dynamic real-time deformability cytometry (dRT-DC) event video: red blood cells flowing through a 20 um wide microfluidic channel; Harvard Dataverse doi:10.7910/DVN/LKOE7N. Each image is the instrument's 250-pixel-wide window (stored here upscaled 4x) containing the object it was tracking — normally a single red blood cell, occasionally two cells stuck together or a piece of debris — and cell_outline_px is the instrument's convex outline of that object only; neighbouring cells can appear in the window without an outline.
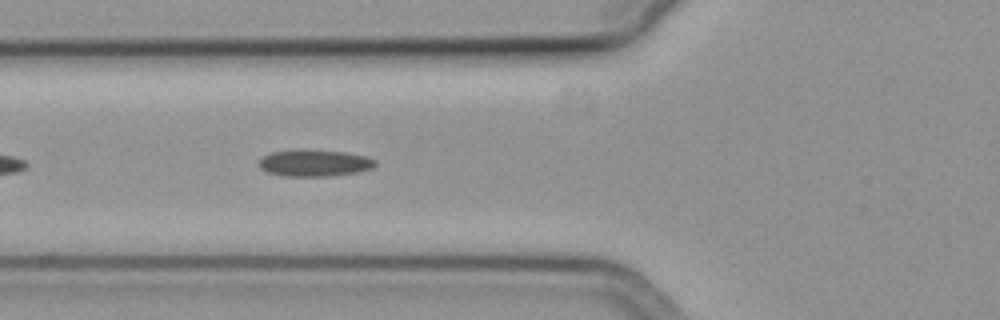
{"species": "common noctule bat (a hibernating species)", "species_latin": "Nyctalus noctula", "temperature_condition": "cold", "stored_images_in_passage": 36, "camera_frame_rate_fps": 3000, "um_per_image_px": 0.085, "animal": {"sex": "female", "body_mass_g": 19.3, "forearm_length_mm": 54.1}, "frame": {"image": 1, "passage_image": 6, "time_ms": 1.667, "image_size_px": [1000, 320], "cell_outline_px": [[376, 164], [372, 168], [356, 172], [328, 176], [288, 176], [268, 172], [260, 168], [260, 160], [264, 156], [272, 152], [308, 148], [344, 152], [364, 156], [376, 160]], "centroid_in_image_um": [26.74, 13.84], "position_along_channel_um": 99.1, "area_um2": 18.03}}
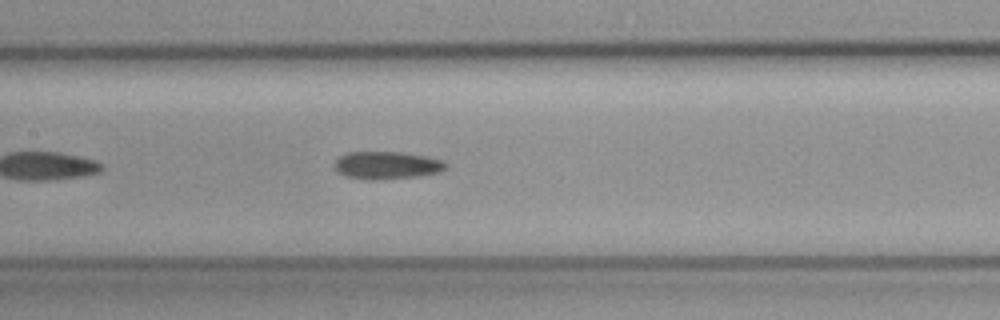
{"frame": {"image": 2, "passage_image": 12, "time_ms": 3.667, "image_size_px": [1000, 320], "cell_outline_px": [[448, 164], [440, 172], [420, 176], [384, 180], [368, 180], [344, 176], [336, 172], [336, 160], [340, 156], [348, 152], [400, 152], [428, 156], [444, 160]], "centroid_in_image_um": [32.9, 14.06], "position_along_channel_um": 174.5, "area_um2": 18.21}}
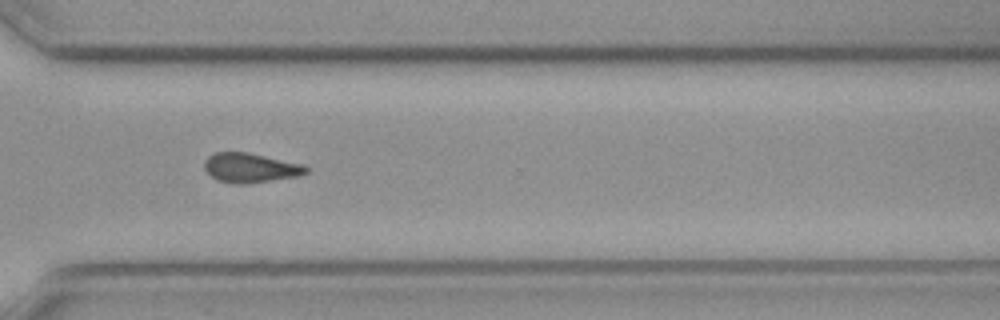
{"frame": {"image": 3, "passage_image": 26, "time_ms": 8.333, "image_size_px": [1000, 320], "cell_outline_px": [[308, 172], [300, 176], [244, 184], [236, 184], [216, 180], [204, 168], [204, 160], [208, 156], [216, 152], [248, 152], [304, 164], [308, 168]], "centroid_in_image_um": [21.3, 14.26], "position_along_channel_um": 349.3, "area_um2": 17.57}}